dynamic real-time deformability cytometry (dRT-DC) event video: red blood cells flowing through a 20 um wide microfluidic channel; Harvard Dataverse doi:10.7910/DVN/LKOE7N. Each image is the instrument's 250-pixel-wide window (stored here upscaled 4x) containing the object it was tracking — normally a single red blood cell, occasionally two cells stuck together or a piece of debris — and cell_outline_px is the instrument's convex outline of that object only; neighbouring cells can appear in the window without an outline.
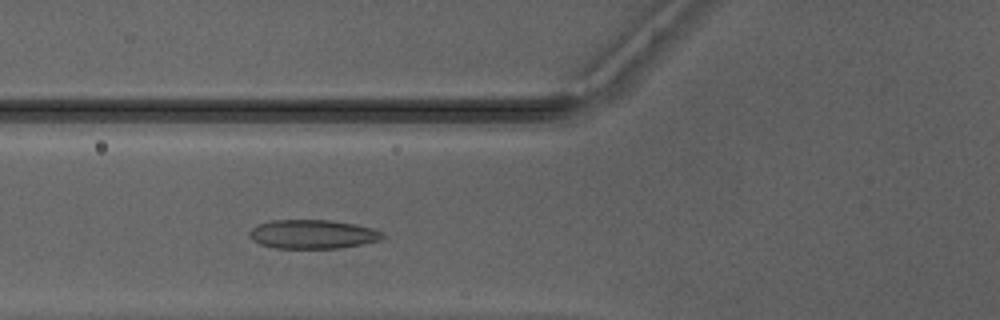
{"species": "Egyptian fruit bat (a non-hibernating species)", "species_latin": "Rousettus aegyptiacus", "temperature_condition": "warm", "stored_images_in_passage": 29, "camera_frame_rate_fps": 3000, "um_per_image_px": 0.085, "animal": {"sex": "male"}, "frame": {"image": 1, "passage_image": 6, "time_ms": 1.667, "image_size_px": [1000, 320], "cell_outline_px": [[384, 236], [380, 240], [340, 248], [276, 248], [260, 244], [252, 240], [248, 236], [248, 232], [252, 228], [260, 224], [272, 220], [328, 220], [356, 224], [376, 228], [384, 232]], "centroid_in_image_um": [26.59, 19.9], "position_along_channel_um": 99.2, "area_um2": 22.54}}
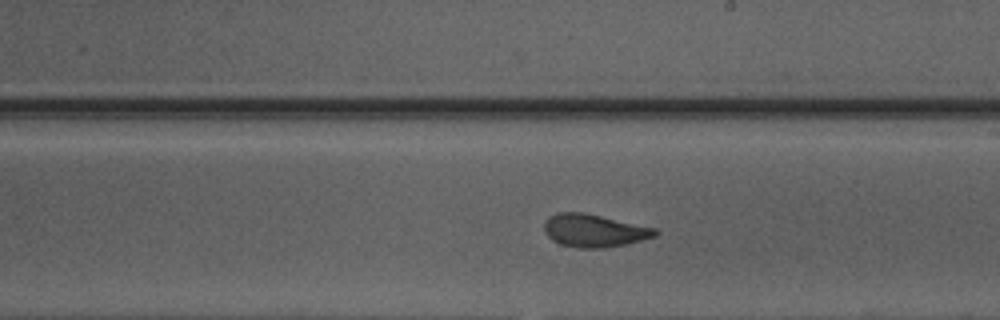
{"frame": {"image": 2, "passage_image": 16, "time_ms": 5.0, "image_size_px": [1000, 320], "cell_outline_px": [[660, 232], [656, 236], [628, 244], [604, 248], [576, 248], [560, 244], [552, 240], [544, 232], [544, 220], [548, 216], [556, 212], [584, 212], [656, 228]], "centroid_in_image_um": [50.49, 19.6], "position_along_channel_um": 238.5, "area_um2": 21.56}}
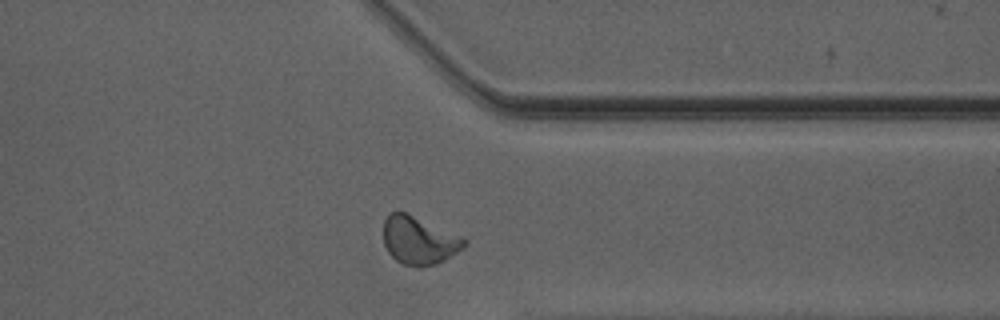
{"frame": {"image": 3, "passage_image": 26, "time_ms": 8.333, "image_size_px": [1000, 320], "cell_outline_px": [[468, 244], [444, 260], [436, 264], [420, 268], [416, 268], [404, 264], [396, 260], [388, 252], [384, 244], [384, 220], [388, 212], [404, 212], [468, 240]], "centroid_in_image_um": [35.58, 20.46], "position_along_channel_um": 375.8, "area_um2": 22.25}, "authors_computed_cell_mechanics": {"area_um2": 21.3282, "velocity_mm_per_s": 4.1669, "shape_relaxation_time_tau1_ms": 3.2805, "shape_relaxation_time_tau2_ms": 0.9265, "deformation_change_tau1": 0.1382, "deformation_change_tau2": 0.0694}}